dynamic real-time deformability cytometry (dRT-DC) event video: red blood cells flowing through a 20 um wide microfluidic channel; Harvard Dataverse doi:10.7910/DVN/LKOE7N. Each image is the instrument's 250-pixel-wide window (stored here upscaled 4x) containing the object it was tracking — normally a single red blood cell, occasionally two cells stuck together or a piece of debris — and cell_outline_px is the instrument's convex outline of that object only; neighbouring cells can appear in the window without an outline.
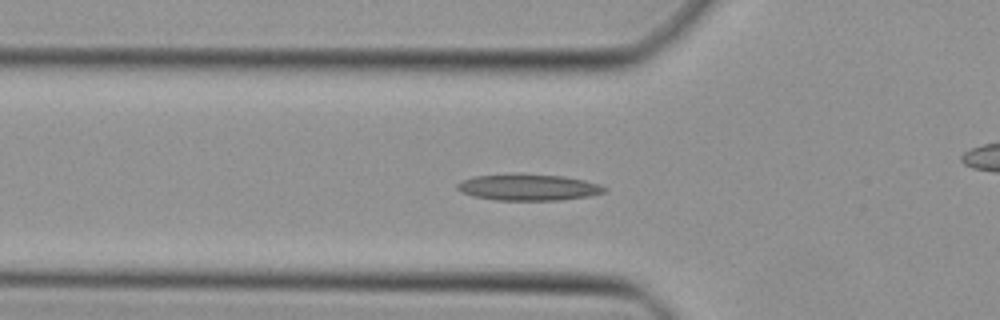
{"species": "Egyptian fruit bat (a non-hibernating species)", "species_latin": "Rousettus aegyptiacus", "temperature_condition": "cold", "stored_images_in_passage": 34, "camera_frame_rate_fps": 3000, "um_per_image_px": 0.085, "animal": {"sex": "female"}, "frame": {"image": 1, "passage_image": 16, "time_ms": 5.0, "image_size_px": [1000, 320], "cell_outline_px": [[608, 188], [604, 192], [588, 196], [560, 200], [496, 200], [476, 196], [460, 192], [456, 188], [456, 184], [460, 180], [472, 176], [516, 172], [564, 176], [584, 180], [600, 184]], "centroid_in_image_um": [44.86, 15.89], "position_along_channel_um": 80.9, "area_um2": 23.12}}
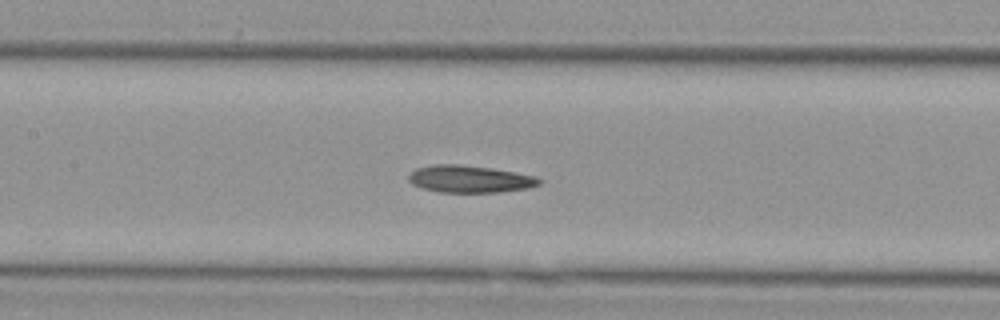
{"frame": {"image": 2, "passage_image": 22, "time_ms": 7.0, "image_size_px": [1000, 320], "cell_outline_px": [[544, 180], [540, 184], [528, 188], [500, 192], [440, 192], [424, 188], [412, 184], [408, 180], [408, 176], [416, 168], [436, 164], [460, 164], [516, 172], [536, 176]], "centroid_in_image_um": [39.96, 15.21], "position_along_channel_um": 167.4, "area_um2": 20.63}}
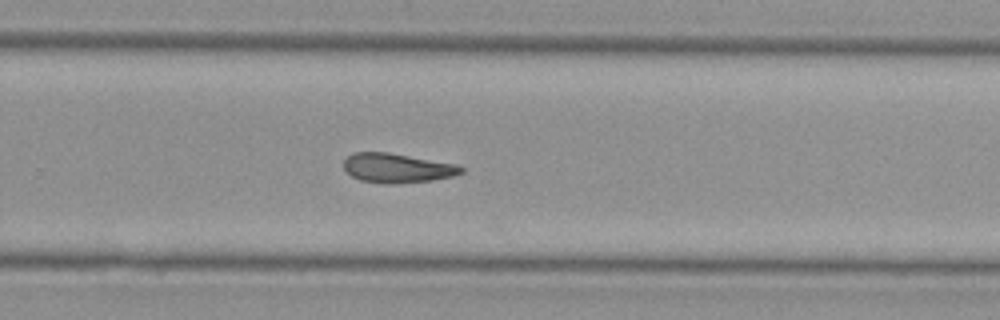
{"frame": {"image": 3, "passage_image": 31, "time_ms": 10.0, "image_size_px": [1000, 320], "cell_outline_px": [[464, 172], [452, 176], [432, 180], [392, 184], [384, 184], [360, 180], [352, 176], [344, 168], [344, 160], [352, 152], [388, 152], [456, 164], [464, 168]], "centroid_in_image_um": [33.75, 14.28], "position_along_channel_um": 296.1, "area_um2": 20.06}}